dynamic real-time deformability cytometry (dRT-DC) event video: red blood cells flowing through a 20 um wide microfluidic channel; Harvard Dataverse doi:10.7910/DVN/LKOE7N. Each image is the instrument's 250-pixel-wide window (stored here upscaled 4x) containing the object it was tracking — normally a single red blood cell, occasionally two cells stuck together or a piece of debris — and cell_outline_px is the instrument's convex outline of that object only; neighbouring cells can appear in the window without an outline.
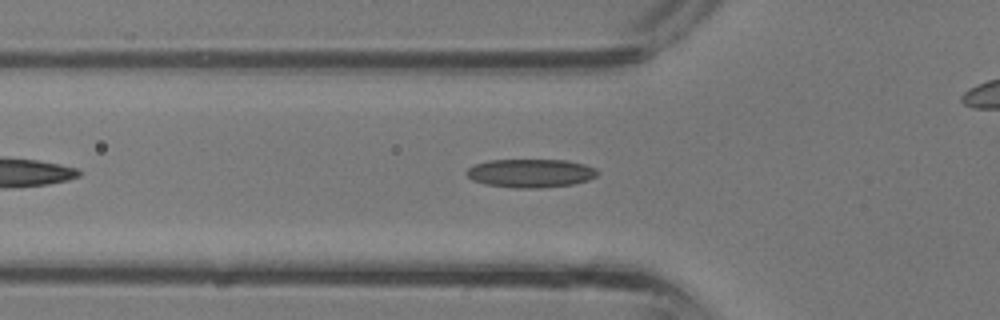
{"species": "common noctule bat (a hibernating species)", "species_latin": "Nyctalus noctula", "temperature_condition": "room temperature", "stored_images_in_passage": 31, "camera_frame_rate_fps": 3000, "um_per_image_px": 0.085, "animal": {"sex": "male", "body_mass_g": 13.3}, "frame": {"image": 1, "passage_image": 6, "time_ms": 1.667, "image_size_px": [1000, 320], "cell_outline_px": [[600, 172], [596, 176], [588, 180], [572, 184], [540, 188], [512, 188], [484, 184], [472, 180], [464, 172], [472, 164], [488, 160], [564, 160], [584, 164], [596, 168]], "centroid_in_image_um": [45.06, 14.72], "position_along_channel_um": 80.7, "area_um2": 21.96}}
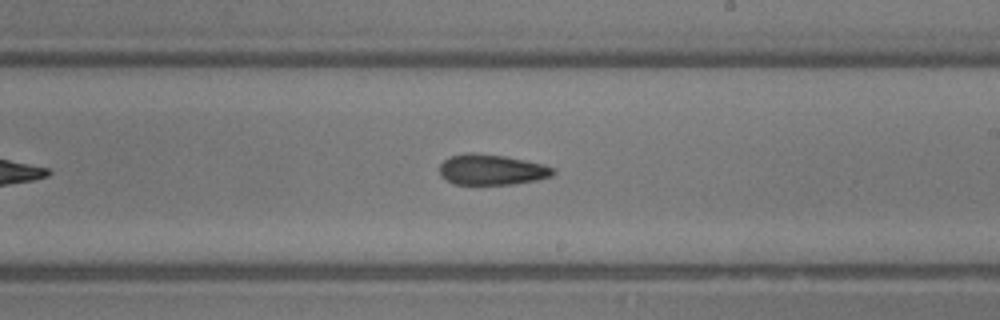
{"frame": {"image": 2, "passage_image": 15, "time_ms": 4.667, "image_size_px": [1000, 320], "cell_outline_px": [[556, 172], [552, 176], [536, 180], [512, 184], [456, 184], [440, 176], [440, 164], [444, 160], [452, 156], [468, 152], [472, 152], [504, 156], [544, 164], [552, 168]], "centroid_in_image_um": [41.79, 14.42], "position_along_channel_um": 247.2, "area_um2": 20.06}}
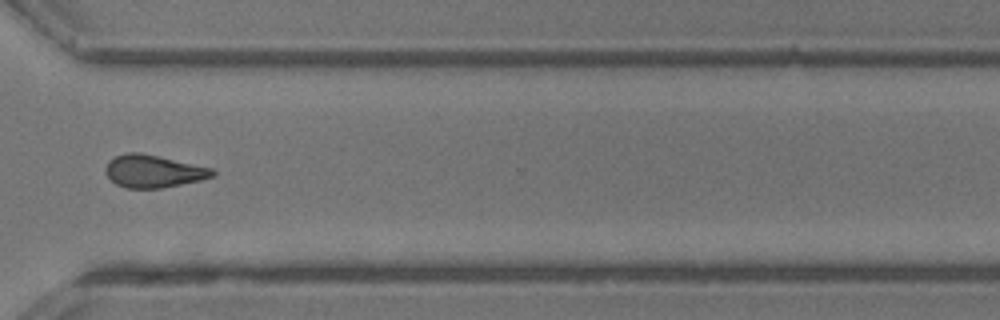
{"frame": {"image": 3, "passage_image": 21, "time_ms": 6.667, "image_size_px": [1000, 320], "cell_outline_px": [[216, 176], [200, 180], [160, 188], [128, 188], [116, 184], [104, 172], [108, 160], [116, 156], [128, 152], [140, 152], [160, 156], [212, 168], [216, 172]], "centroid_in_image_um": [13.04, 14.54], "position_along_channel_um": 357.6, "area_um2": 20.29}}